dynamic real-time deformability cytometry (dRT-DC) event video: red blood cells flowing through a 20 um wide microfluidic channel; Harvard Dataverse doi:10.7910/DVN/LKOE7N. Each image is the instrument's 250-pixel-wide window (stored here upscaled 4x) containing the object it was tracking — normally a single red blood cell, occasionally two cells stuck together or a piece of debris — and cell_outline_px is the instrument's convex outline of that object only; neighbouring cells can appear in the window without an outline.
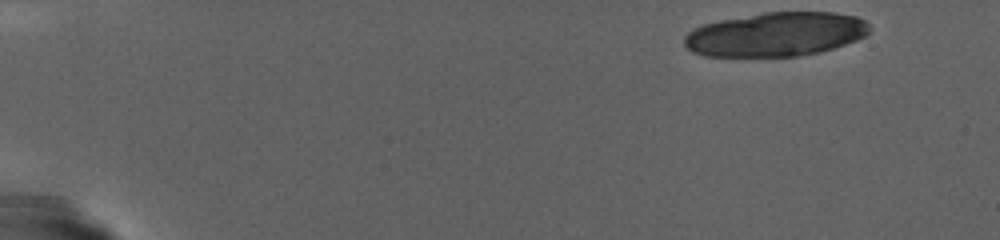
{"species": "human", "species_latin": "Homo sapiens", "temperature_condition": "warm", "stored_images_in_passage": 32, "segment_of_instrument_passage": [1, 2], "camera_frame_rate_fps": 3000, "um_per_image_px": 0.085, "donor": {"sex": "female"}, "frame": {"image": 1, "passage_image": 1, "time_ms": 0.0, "image_size_px": [1000, 240], "cell_outline_px": [[868, 32], [864, 36], [856, 40], [820, 52], [800, 56], [704, 56], [692, 52], [684, 44], [684, 36], [688, 32], [704, 24], [720, 20], [764, 12], [832, 12], [856, 16], [864, 20], [868, 24]], "centroid_in_image_um": [65.93, 2.92], "position_along_channel_um": 19.1, "area_um2": 47.4}}
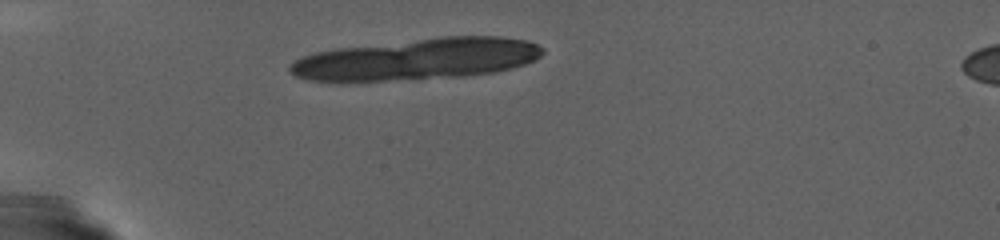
{"frame": {"image": 2, "passage_image": 20, "time_ms": 6.333, "image_size_px": [1000, 240], "cell_outline_px": [[544, 52], [536, 60], [512, 68], [496, 72], [464, 76], [384, 80], [308, 80], [296, 76], [288, 72], [288, 64], [304, 56], [316, 52], [336, 48], [440, 36], [500, 36], [524, 40], [536, 44], [544, 48]], "centroid_in_image_um": [35.49, 5.01], "position_along_channel_um": 49.5, "area_um2": 60.69}}